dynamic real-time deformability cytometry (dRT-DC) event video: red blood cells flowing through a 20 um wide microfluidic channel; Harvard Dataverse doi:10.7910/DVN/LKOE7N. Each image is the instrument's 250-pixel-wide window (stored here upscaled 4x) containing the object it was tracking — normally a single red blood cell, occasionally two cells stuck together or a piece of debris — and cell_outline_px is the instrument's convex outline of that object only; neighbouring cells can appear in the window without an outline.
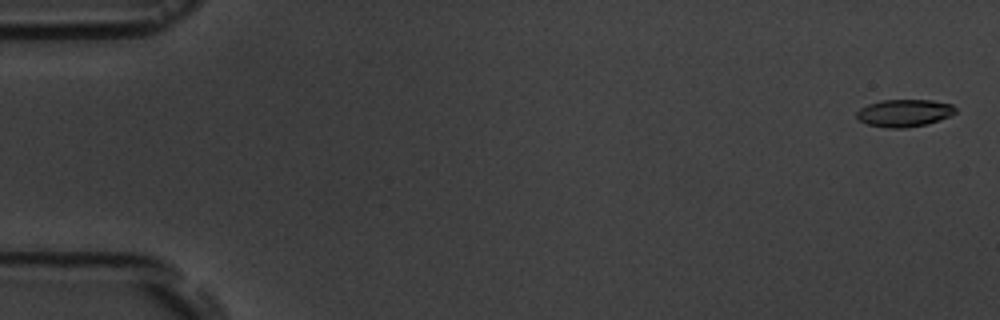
{"species": "common noctule bat (a hibernating species)", "species_latin": "Nyctalus noctula", "temperature_condition": "room temperature", "stored_images_in_passage": 6, "camera_frame_rate_fps": 3000, "um_per_image_px": 0.085, "animal": {"sex": "male", "body_mass_g": 19.5, "forearm_length_mm": 54.6}, "frame": {"image": 1, "passage_image": 1, "time_ms": 0.0, "image_size_px": [1000, 320], "cell_outline_px": [[956, 112], [940, 120], [928, 124], [904, 128], [888, 128], [868, 124], [860, 120], [856, 116], [856, 112], [860, 108], [868, 104], [880, 100], [932, 100], [952, 104], [956, 108]], "centroid_in_image_um": [76.87, 9.6], "position_along_channel_um": 8.1, "area_um2": 15.78}}